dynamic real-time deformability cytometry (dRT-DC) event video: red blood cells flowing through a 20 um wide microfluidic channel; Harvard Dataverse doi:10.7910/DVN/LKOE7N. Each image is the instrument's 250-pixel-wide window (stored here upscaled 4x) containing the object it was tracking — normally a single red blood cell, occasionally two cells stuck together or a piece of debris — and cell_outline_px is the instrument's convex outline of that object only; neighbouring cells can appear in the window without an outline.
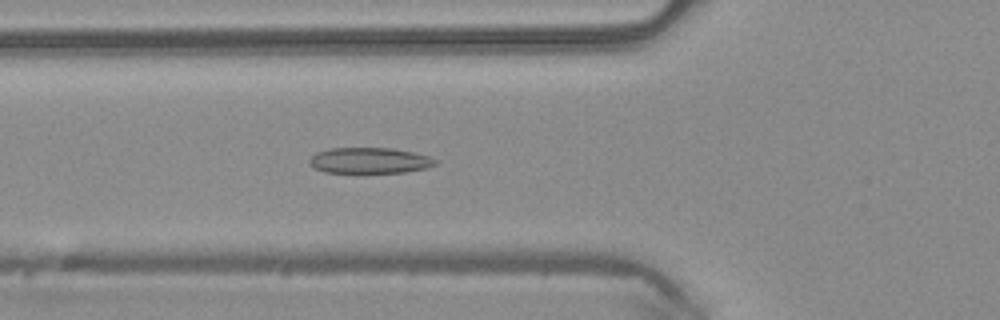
{"species": "common noctule bat (a hibernating species)", "species_latin": "Nyctalus noctula", "temperature_condition": "warm", "stored_images_in_passage": 38, "camera_frame_rate_fps": 3000, "um_per_image_px": 0.085, "animal": {"sex": "male", "body_mass_g": 20.4}, "frame": {"image": 1, "passage_image": 18, "time_ms": 5.667, "image_size_px": [1000, 320], "cell_outline_px": [[440, 160], [436, 164], [428, 168], [404, 172], [324, 172], [316, 168], [308, 160], [316, 152], [328, 148], [392, 148], [412, 152], [428, 156]], "centroid_in_image_um": [31.45, 13.63], "position_along_channel_um": 94.3, "area_um2": 18.84}}
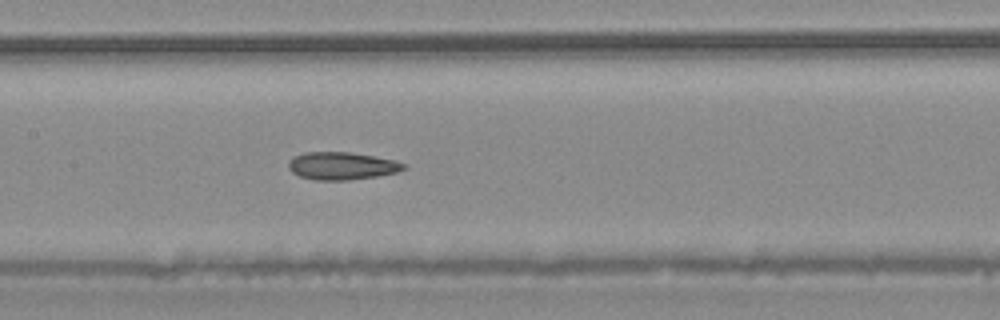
{"frame": {"image": 2, "passage_image": 24, "time_ms": 7.667, "image_size_px": [1000, 320], "cell_outline_px": [[408, 168], [396, 172], [376, 176], [348, 180], [316, 180], [300, 176], [292, 172], [288, 168], [288, 160], [292, 156], [304, 152], [348, 152], [396, 160], [408, 164]], "centroid_in_image_um": [29.05, 14.09], "position_along_channel_um": 178.3, "area_um2": 18.67}}
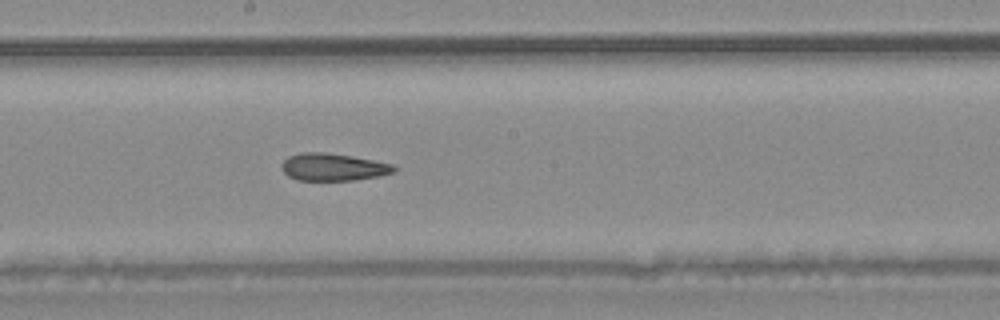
{"frame": {"image": 3, "passage_image": 27, "time_ms": 8.667, "image_size_px": [1000, 320], "cell_outline_px": [[396, 172], [380, 176], [356, 180], [296, 180], [288, 176], [280, 168], [280, 164], [288, 156], [300, 152], [324, 152], [352, 156], [396, 164]], "centroid_in_image_um": [28.33, 14.2], "position_along_channel_um": 219.9, "area_um2": 18.26}}